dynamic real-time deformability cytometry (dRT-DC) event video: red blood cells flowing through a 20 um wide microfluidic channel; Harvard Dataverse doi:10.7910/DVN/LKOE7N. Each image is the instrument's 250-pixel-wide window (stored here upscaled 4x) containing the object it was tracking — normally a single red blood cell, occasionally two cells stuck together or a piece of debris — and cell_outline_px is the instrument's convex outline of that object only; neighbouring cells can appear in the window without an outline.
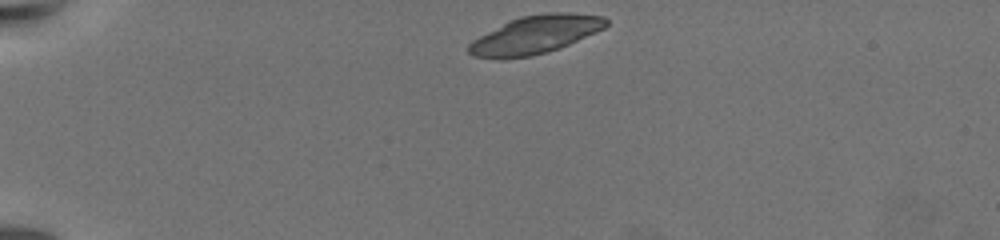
{"species": "common noctule bat (a hibernating species)", "species_latin": "Nyctalus noctula", "temperature_condition": "warm", "stored_images_in_passage": 50, "camera_frame_rate_fps": 3000, "um_per_image_px": 0.085, "animal": {"sex": "female", "body_mass_g": 19.5, "forearm_length_mm": 54.1}, "frame": {"image": 1, "passage_image": 1, "time_ms": 0.0, "image_size_px": [1000, 240], "cell_outline_px": [[608, 24], [604, 28], [596, 32], [560, 48], [532, 56], [500, 60], [472, 56], [468, 52], [468, 44], [472, 40], [508, 20], [520, 16], [548, 12], [568, 12], [604, 16], [608, 20]], "centroid_in_image_um": [45.47, 2.95], "position_along_channel_um": 39.5, "area_um2": 30.81}}